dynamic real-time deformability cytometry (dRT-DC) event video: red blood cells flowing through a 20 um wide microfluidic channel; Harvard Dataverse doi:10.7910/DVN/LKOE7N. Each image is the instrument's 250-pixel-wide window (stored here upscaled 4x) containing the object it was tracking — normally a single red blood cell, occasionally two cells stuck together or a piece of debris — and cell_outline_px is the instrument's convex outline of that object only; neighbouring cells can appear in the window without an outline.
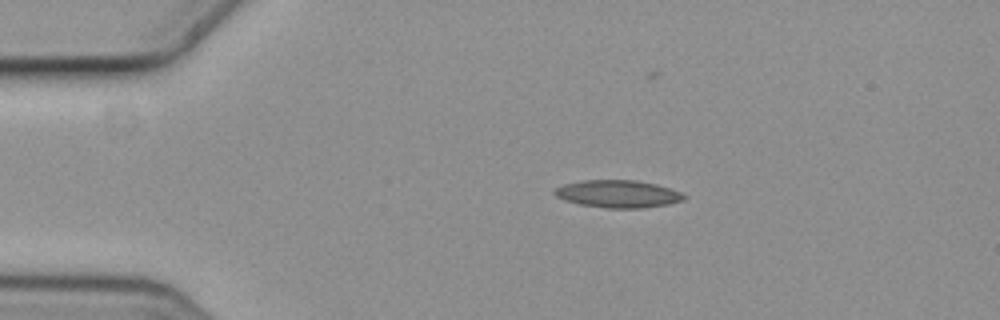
{"species": "common noctule bat (a hibernating species)", "species_latin": "Nyctalus noctula", "temperature_condition": "cold", "stored_images_in_passage": 8, "camera_frame_rate_fps": 3000, "um_per_image_px": 0.085, "animal": {"sex": "female", "body_mass_g": 19.3, "forearm_length_mm": 54.1}, "frame": {"image": 1, "passage_image": 2, "time_ms": 0.333, "image_size_px": [1000, 320], "cell_outline_px": [[688, 196], [684, 200], [668, 204], [644, 208], [604, 208], [580, 204], [564, 200], [556, 196], [552, 192], [556, 188], [564, 184], [584, 180], [636, 180], [656, 184], [680, 192]], "centroid_in_image_um": [52.53, 16.48], "position_along_channel_um": 32.5, "area_um2": 20.75}}
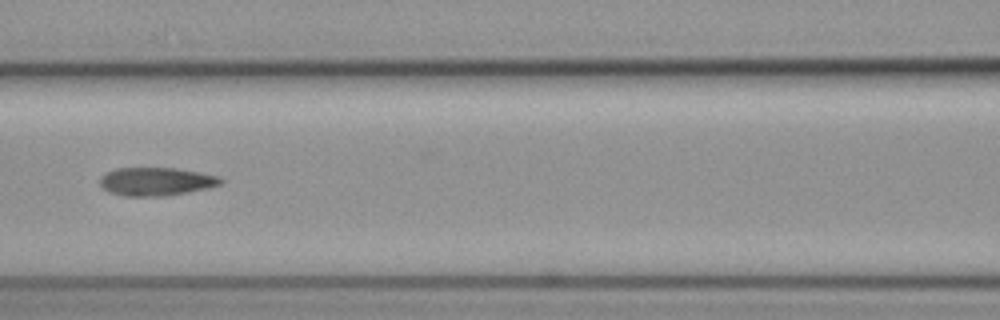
{"frame": {"image": 2, "passage_image": 6, "time_ms": 1.667, "image_size_px": [1000, 320], "cell_outline_px": [[224, 180], [220, 184], [208, 188], [188, 192], [164, 196], [124, 196], [108, 192], [100, 184], [100, 176], [104, 172], [116, 168], [176, 168], [200, 172], [220, 176]], "centroid_in_image_um": [13.26, 15.42], "position_along_channel_um": 153.3, "area_um2": 20.06}}
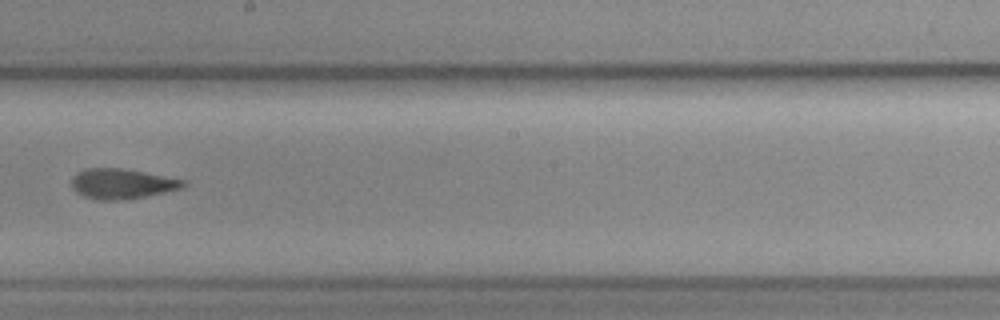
{"frame": {"image": 3, "passage_image": 8, "time_ms": 2.333, "image_size_px": [1000, 320], "cell_outline_px": [[188, 184], [180, 188], [164, 192], [144, 196], [120, 200], [96, 200], [84, 196], [76, 192], [72, 188], [72, 176], [76, 172], [84, 168], [120, 168], [144, 172], [184, 180]], "centroid_in_image_um": [10.3, 15.61], "position_along_channel_um": 237.9, "area_um2": 19.48}}